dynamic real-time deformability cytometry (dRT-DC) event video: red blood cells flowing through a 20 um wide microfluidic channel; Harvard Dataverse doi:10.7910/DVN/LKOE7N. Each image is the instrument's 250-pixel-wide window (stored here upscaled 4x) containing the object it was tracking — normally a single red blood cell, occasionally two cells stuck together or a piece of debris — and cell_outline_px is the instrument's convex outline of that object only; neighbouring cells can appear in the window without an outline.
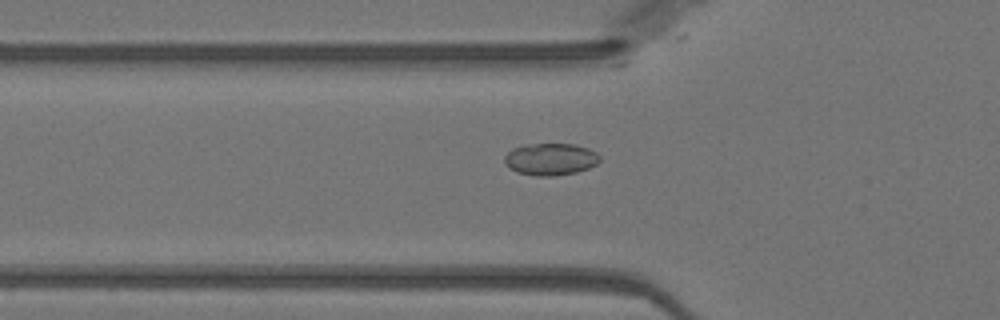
{"species": "Egyptian fruit bat (a non-hibernating species)", "species_latin": "Rousettus aegyptiacus", "temperature_condition": "warm", "stored_images_in_passage": 32, "camera_frame_rate_fps": 3000, "um_per_image_px": 0.085, "animal": {"sex": "female"}, "frame": {"image": 1, "passage_image": 3, "time_ms": 0.667, "image_size_px": [1000, 320], "cell_outline_px": [[600, 160], [596, 164], [588, 168], [576, 172], [556, 176], [536, 176], [516, 172], [508, 168], [504, 164], [504, 156], [512, 148], [524, 144], [576, 144], [588, 148], [596, 152], [600, 156]], "centroid_in_image_um": [46.76, 13.53], "position_along_channel_um": 79.0, "area_um2": 18.03}}
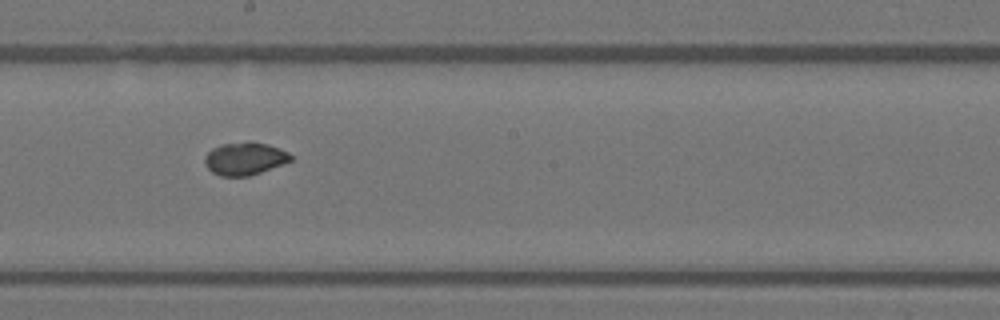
{"frame": {"image": 2, "passage_image": 14, "time_ms": 4.333, "image_size_px": [1000, 320], "cell_outline_px": [[292, 160], [260, 172], [248, 176], [220, 176], [212, 172], [204, 164], [204, 156], [212, 148], [224, 144], [248, 140], [268, 144], [280, 148], [288, 152], [292, 156]], "centroid_in_image_um": [20.79, 13.46], "position_along_channel_um": 227.4, "area_um2": 16.47}}
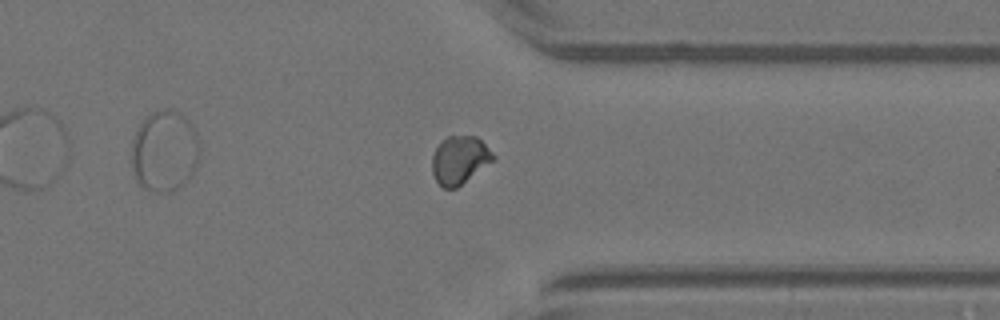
{"frame": {"image": 3, "passage_image": 25, "time_ms": 8.0, "image_size_px": [1000, 320], "cell_outline_px": [[496, 160], [456, 188], [444, 188], [436, 180], [432, 172], [432, 156], [436, 148], [448, 136], [476, 136], [496, 156]], "centroid_in_image_um": [39.09, 13.61], "position_along_channel_um": 372.3, "area_um2": 16.99}}